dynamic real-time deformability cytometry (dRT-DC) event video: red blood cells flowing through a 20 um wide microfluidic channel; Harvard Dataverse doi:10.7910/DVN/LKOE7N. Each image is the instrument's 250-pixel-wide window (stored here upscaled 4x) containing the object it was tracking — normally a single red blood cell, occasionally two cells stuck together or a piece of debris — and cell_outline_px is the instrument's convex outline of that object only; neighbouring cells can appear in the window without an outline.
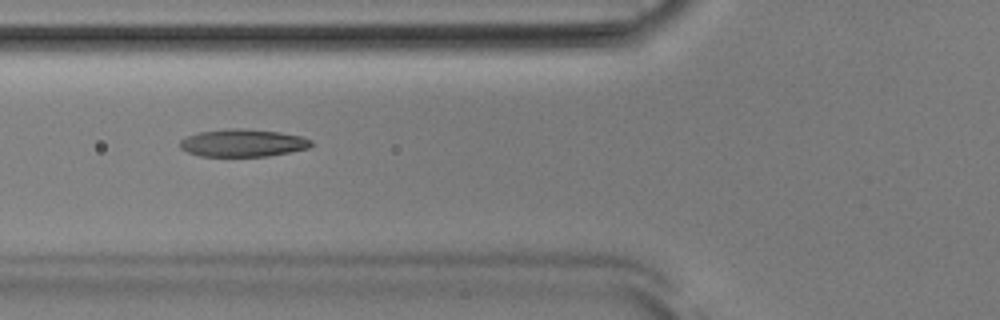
{"species": "Egyptian fruit bat (a non-hibernating species)", "species_latin": "Rousettus aegyptiacus", "temperature_condition": "room temperature", "stored_images_in_passage": 53, "camera_frame_rate_fps": 3000, "um_per_image_px": 0.085, "animal": {"sex": "male"}, "frame": {"image": 1, "passage_image": 20, "time_ms": 6.333, "image_size_px": [1000, 320], "cell_outline_px": [[312, 144], [308, 148], [268, 156], [200, 156], [188, 152], [180, 148], [180, 140], [196, 132], [232, 128], [240, 128], [280, 132], [300, 136], [312, 140]], "centroid_in_image_um": [20.62, 12.14], "position_along_channel_um": 105.2, "area_um2": 20.98}}
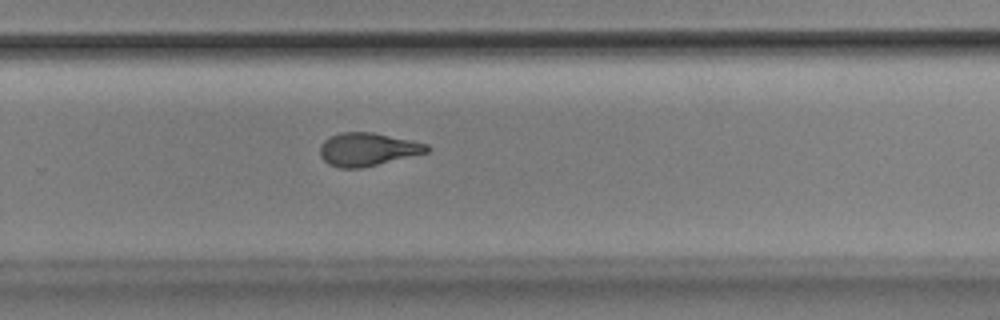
{"frame": {"image": 2, "passage_image": 35, "time_ms": 11.333, "image_size_px": [1000, 320], "cell_outline_px": [[432, 148], [428, 152], [360, 168], [340, 168], [328, 164], [320, 156], [320, 144], [324, 140], [340, 132], [372, 132], [412, 140], [428, 144]], "centroid_in_image_um": [31.24, 12.69], "position_along_channel_um": 298.6, "area_um2": 20.58}}
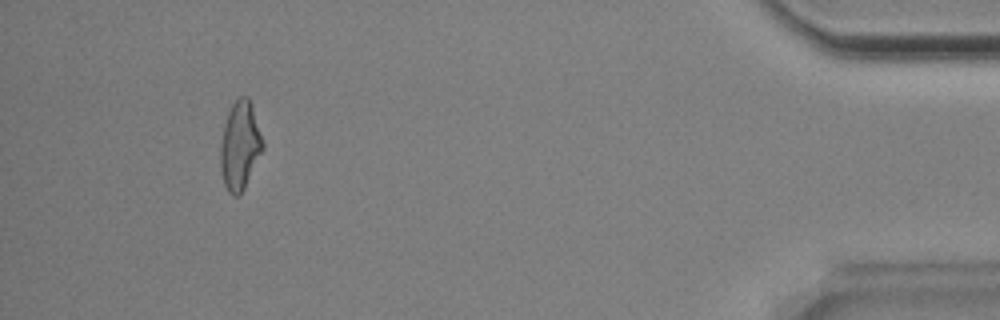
{"frame": {"image": 3, "passage_image": 49, "time_ms": 16.0, "image_size_px": [1000, 320], "cell_outline_px": [[264, 148], [240, 196], [232, 196], [228, 192], [224, 184], [220, 168], [220, 144], [224, 124], [228, 112], [232, 104], [240, 96], [248, 96], [252, 104], [264, 140]], "centroid_in_image_um": [20.4, 12.37], "position_along_channel_um": 414.8, "area_um2": 22.08}, "authors_computed_cell_mechanics": {"area_um2": 21.0392, "velocity_mm_per_s": 3.8656, "shape_relaxation_time_tau1_ms": 9.1239, "shape_relaxation_time_tau2_ms": 2.0944, "deformation_change_tau1": 0.2412, "deformation_change_tau2": 0.1014}}